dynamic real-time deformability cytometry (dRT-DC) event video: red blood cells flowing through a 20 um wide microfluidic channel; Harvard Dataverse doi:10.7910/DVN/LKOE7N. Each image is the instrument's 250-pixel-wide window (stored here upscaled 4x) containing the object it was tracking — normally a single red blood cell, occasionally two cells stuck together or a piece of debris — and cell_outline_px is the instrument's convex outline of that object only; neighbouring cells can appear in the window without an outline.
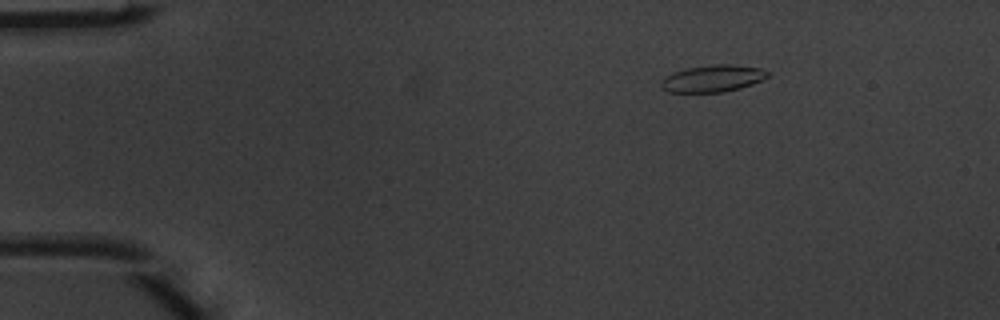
{"species": "common noctule bat (a hibernating species)", "species_latin": "Nyctalus noctula", "temperature_condition": "warm", "stored_images_in_passage": 3, "camera_frame_rate_fps": 3000, "um_per_image_px": 0.085, "animal": {"sex": "male", "body_mass_g": 20.1, "forearm_length_mm": 53.5}, "frame": {"image": 1, "passage_image": 1, "time_ms": 0.0, "image_size_px": [1000, 320], "cell_outline_px": [[768, 76], [752, 84], [740, 88], [724, 92], [668, 92], [660, 88], [660, 80], [664, 76], [672, 72], [684, 68], [712, 64], [732, 64], [764, 68], [768, 72]], "centroid_in_image_um": [60.53, 6.66], "position_along_channel_um": 24.5, "area_um2": 17.05}}